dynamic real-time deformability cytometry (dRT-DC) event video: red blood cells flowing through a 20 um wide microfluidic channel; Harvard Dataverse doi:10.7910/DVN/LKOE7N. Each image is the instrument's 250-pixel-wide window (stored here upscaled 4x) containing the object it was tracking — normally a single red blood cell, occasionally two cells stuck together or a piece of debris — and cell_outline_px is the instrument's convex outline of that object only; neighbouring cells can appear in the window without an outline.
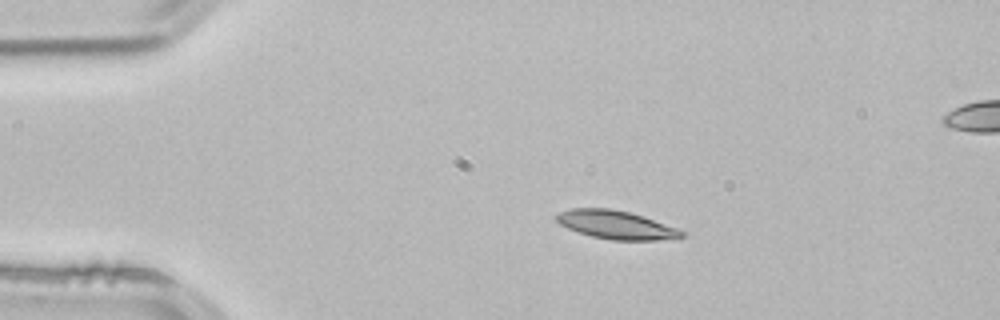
{"species": "common noctule bat (a hibernating species)", "species_latin": "Nyctalus noctula", "temperature_condition": "room temperature", "stored_images_in_passage": 3, "camera_frame_rate_fps": 3000, "um_per_image_px": 0.085, "animal": {"sex": "male", "body_mass_g": 21.5, "forearm_length_mm": 52.0}, "frame": {"image": 1, "passage_image": 1, "time_ms": 0.0, "image_size_px": [1000, 320], "cell_outline_px": [[684, 236], [656, 240], [612, 240], [592, 236], [568, 228], [560, 224], [552, 216], [560, 212], [572, 208], [612, 208], [644, 216], [676, 228], [684, 232]], "centroid_in_image_um": [52.32, 19.09], "position_along_channel_um": 32.7, "area_um2": 20.52}}